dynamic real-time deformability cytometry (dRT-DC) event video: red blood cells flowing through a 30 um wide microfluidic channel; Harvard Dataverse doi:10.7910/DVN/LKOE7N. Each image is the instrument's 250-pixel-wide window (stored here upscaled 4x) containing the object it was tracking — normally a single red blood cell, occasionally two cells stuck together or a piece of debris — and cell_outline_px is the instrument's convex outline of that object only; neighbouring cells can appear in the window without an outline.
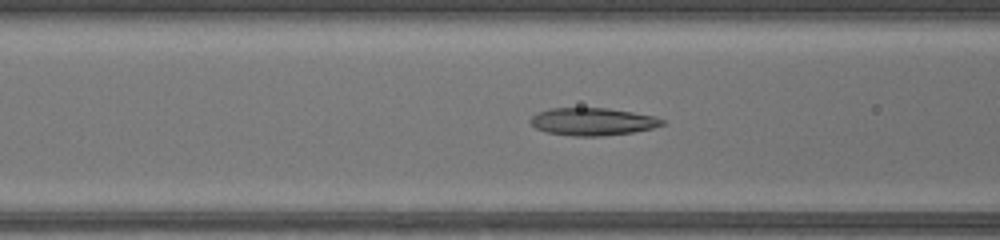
{"species": "common noctule bat (a hibernating species)", "species_latin": "Nyctalus noctula", "temperature_condition": "warm", "stored_images_in_passage": 41, "camera_frame_rate_fps": 3000, "um_per_image_px": 0.085, "animal": {"sex": "female", "body_mass_g": 17.0, "forearm_length_mm": 48.0}, "frame": {"image": 1, "passage_image": 17, "time_ms": 5.333, "image_size_px": [1000, 240], "cell_outline_px": [[664, 124], [652, 128], [632, 132], [604, 136], [572, 136], [548, 132], [536, 128], [528, 120], [532, 116], [540, 112], [552, 108], [608, 108], [632, 112], [652, 116], [664, 120]], "centroid_in_image_um": [50.36, 10.34], "position_along_channel_um": 116.2, "area_um2": 20.92}}
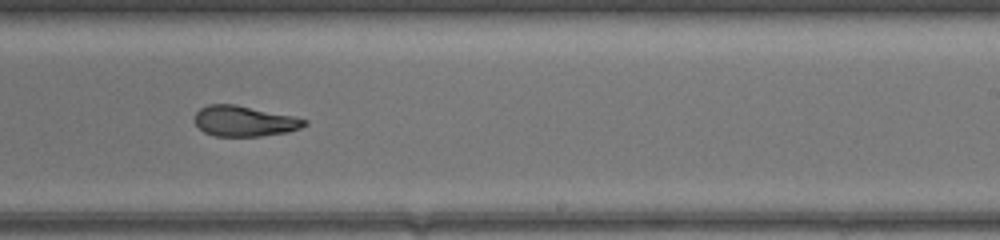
{"frame": {"image": 2, "passage_image": 27, "time_ms": 8.667, "image_size_px": [1000, 240], "cell_outline_px": [[308, 124], [300, 128], [288, 132], [260, 136], [216, 136], [204, 132], [196, 124], [196, 112], [200, 108], [208, 104], [236, 104], [292, 116], [308, 120]], "centroid_in_image_um": [20.78, 10.29], "position_along_channel_um": 268.2, "area_um2": 19.42}}
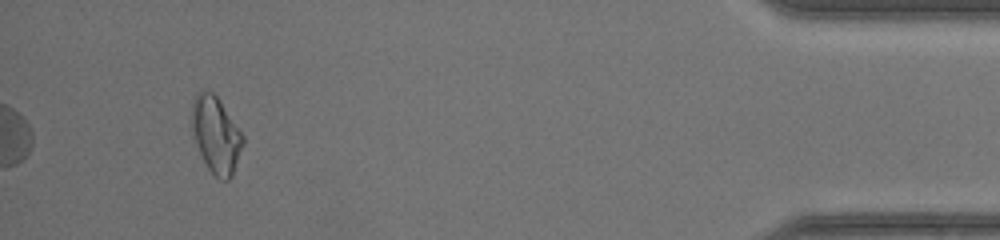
{"frame": {"image": 3, "passage_image": 41, "time_ms": 13.333, "image_size_px": [1000, 240], "cell_outline_px": [[244, 144], [232, 176], [228, 180], [220, 180], [208, 168], [200, 152], [192, 128], [192, 100], [196, 92], [200, 88], [212, 92], [220, 100], [244, 136]], "centroid_in_image_um": [18.37, 11.42], "position_along_channel_um": 416.8, "area_um2": 22.66}}